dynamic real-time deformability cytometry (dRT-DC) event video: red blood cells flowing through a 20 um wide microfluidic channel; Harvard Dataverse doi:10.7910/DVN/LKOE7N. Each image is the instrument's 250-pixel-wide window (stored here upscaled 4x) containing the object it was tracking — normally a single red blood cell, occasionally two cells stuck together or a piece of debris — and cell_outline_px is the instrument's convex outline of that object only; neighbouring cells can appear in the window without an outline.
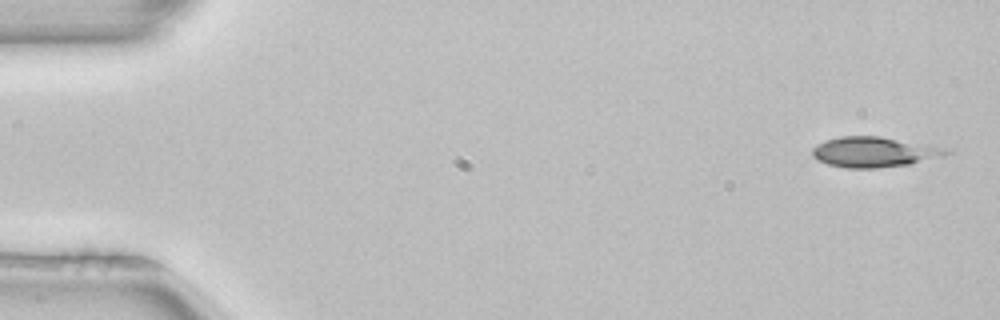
{"species": "common noctule bat (a hibernating species)", "species_latin": "Nyctalus noctula", "temperature_condition": "room temperature", "stored_images_in_passage": 4, "camera_frame_rate_fps": 3000, "um_per_image_px": 0.085, "animal": {"sex": "female", "body_mass_g": 22.7, "forearm_length_mm": 54.2}, "frame": {"image": 1, "passage_image": 1, "time_ms": 0.0, "image_size_px": [1000, 320], "cell_outline_px": [[952, 152], [944, 156], [908, 164], [876, 168], [848, 168], [828, 164], [812, 156], [812, 148], [816, 144], [840, 136], [880, 136], [952, 148]], "centroid_in_image_um": [74.36, 12.91], "position_along_channel_um": 10.6, "area_um2": 23.7}}
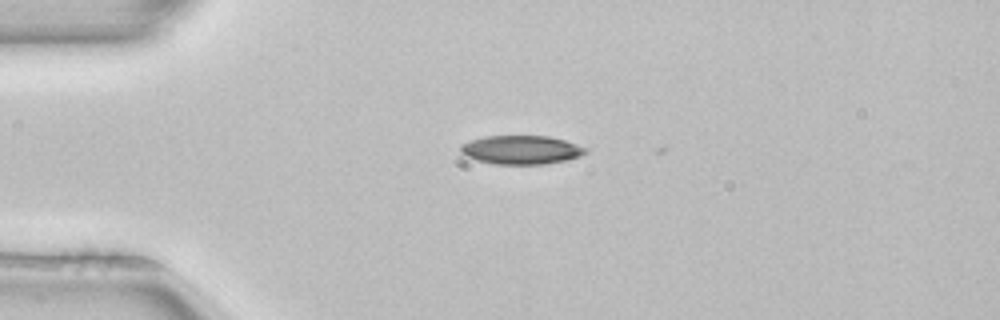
{"frame": {"image": 2, "passage_image": 3, "time_ms": 0.667, "image_size_px": [1000, 320], "cell_outline_px": [[588, 152], [580, 156], [564, 160], [544, 164], [496, 164], [476, 160], [464, 156], [460, 152], [460, 144], [484, 136], [548, 136], [564, 140], [588, 148]], "centroid_in_image_um": [44.28, 12.73], "position_along_channel_um": 40.7, "area_um2": 20.92}}